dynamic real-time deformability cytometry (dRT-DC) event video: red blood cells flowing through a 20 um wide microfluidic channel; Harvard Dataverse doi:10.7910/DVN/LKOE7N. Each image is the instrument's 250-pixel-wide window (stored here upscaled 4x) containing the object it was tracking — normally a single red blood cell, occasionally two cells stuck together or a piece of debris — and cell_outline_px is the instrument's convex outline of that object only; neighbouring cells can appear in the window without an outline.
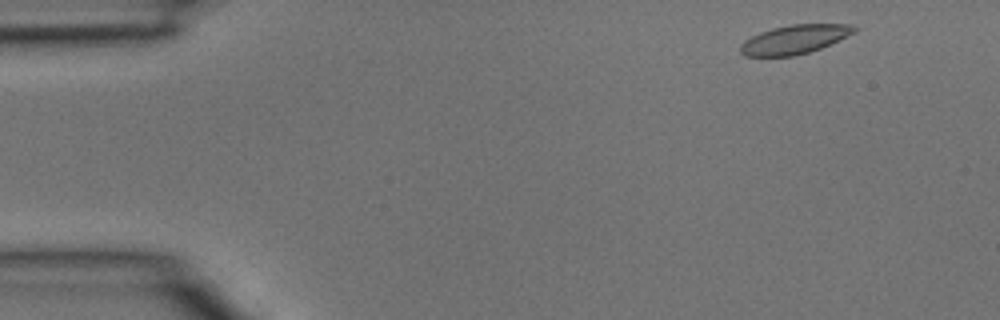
{"species": "common noctule bat (a hibernating species)", "species_latin": "Nyctalus noctula", "temperature_condition": "room temperature", "stored_images_in_passage": 4, "segment_of_instrument_passage": [2, 2], "camera_frame_rate_fps": 3000, "um_per_image_px": 0.085, "animal": {"sex": "male", "body_mass_g": 15.6}, "frame": {"image": 1, "passage_image": 4, "time_ms": 1.0, "image_size_px": [1000, 320], "cell_outline_px": [[856, 32], [820, 48], [808, 52], [792, 56], [744, 56], [740, 52], [740, 44], [744, 40], [760, 32], [772, 28], [792, 24], [852, 24], [856, 28]], "centroid_in_image_um": [67.51, 3.34], "position_along_channel_um": 17.5, "area_um2": 19.07}}